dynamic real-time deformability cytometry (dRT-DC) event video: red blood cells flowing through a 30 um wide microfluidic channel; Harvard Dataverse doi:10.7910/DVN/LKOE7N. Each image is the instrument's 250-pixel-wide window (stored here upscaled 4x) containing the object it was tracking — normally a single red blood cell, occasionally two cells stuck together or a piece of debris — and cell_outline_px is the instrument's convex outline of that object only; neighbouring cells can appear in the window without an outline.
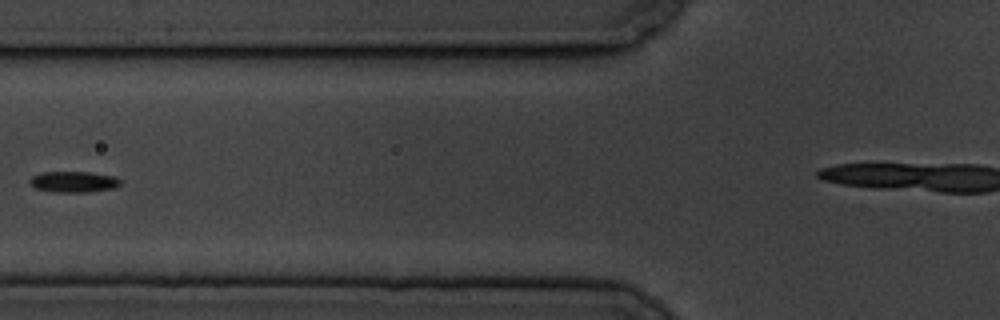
{"species": "common noctule bat (a hibernating species)", "species_latin": "Nyctalus noctula", "temperature_condition": "cold", "stored_images_in_passage": 12, "segment_of_instrument_passage": [2, 3], "camera_frame_rate_fps": 3000, "um_per_image_px": 0.085, "animal": {"sex": "male", "body_mass_g": 19.5, "forearm_length_mm": 54.6}, "frame": {"image": 1, "passage_image": 7, "time_ms": 8.0, "image_size_px": [1000, 320], "cell_outline_px": [[120, 184], [116, 188], [88, 192], [52, 192], [36, 188], [28, 184], [28, 180], [32, 176], [40, 172], [88, 172], [116, 176], [120, 180]], "centroid_in_image_um": [6.24, 15.45], "position_along_channel_um": 119.6, "area_um2": 11.27}}
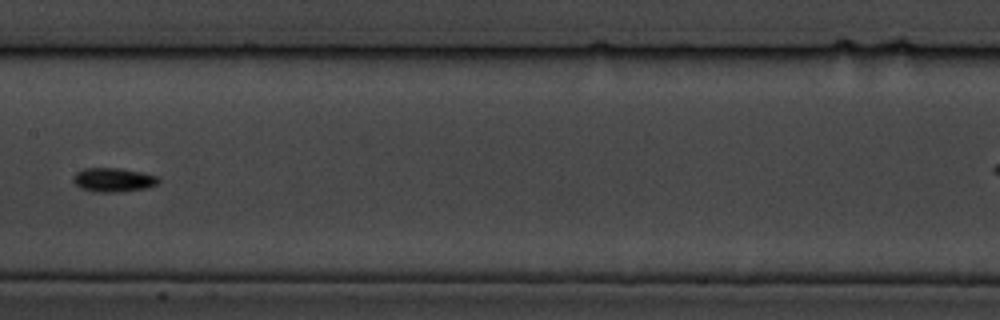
{"frame": {"image": 2, "passage_image": 9, "time_ms": 10.333, "image_size_px": [1000, 320], "cell_outline_px": [[160, 180], [156, 184], [144, 188], [116, 192], [96, 192], [80, 188], [72, 180], [72, 176], [76, 172], [84, 168], [120, 168], [160, 176]], "centroid_in_image_um": [9.61, 15.28], "position_along_channel_um": 197.8, "area_um2": 11.91}}
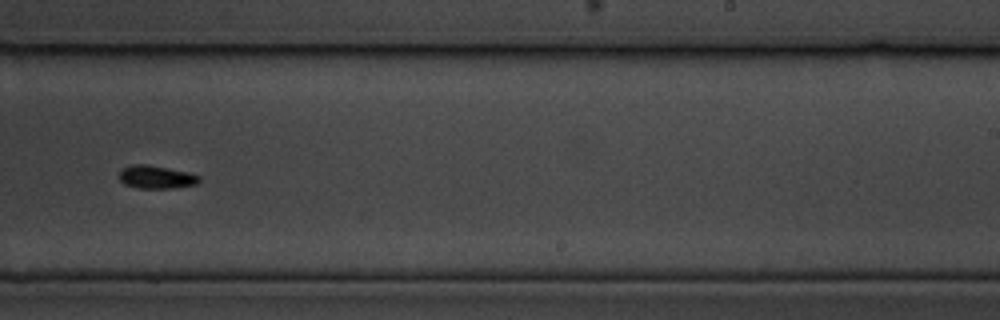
{"frame": {"image": 3, "passage_image": 11, "time_ms": 12.667, "image_size_px": [1000, 320], "cell_outline_px": [[200, 180], [196, 184], [172, 188], [140, 188], [124, 184], [120, 180], [120, 168], [132, 164], [148, 164], [188, 172], [200, 176]], "centroid_in_image_um": [13.26, 15.03], "position_along_channel_um": 275.7, "area_um2": 10.75}}